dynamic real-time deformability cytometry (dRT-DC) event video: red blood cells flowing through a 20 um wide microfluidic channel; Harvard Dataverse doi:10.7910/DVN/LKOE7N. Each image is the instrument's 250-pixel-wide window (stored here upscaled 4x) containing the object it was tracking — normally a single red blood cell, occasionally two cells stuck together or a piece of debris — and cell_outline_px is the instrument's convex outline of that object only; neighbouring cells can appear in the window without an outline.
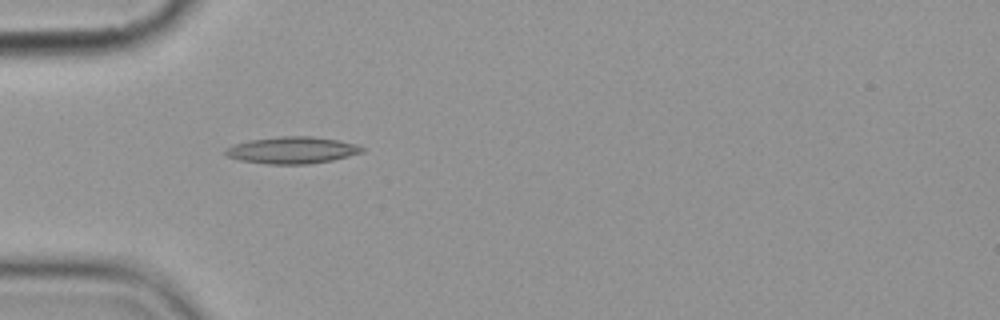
{"species": "common noctule bat (a hibernating species)", "species_latin": "Nyctalus noctula", "temperature_condition": "cold", "stored_images_in_passage": 8, "camera_frame_rate_fps": 3000, "um_per_image_px": 0.085, "animal": {"sex": "female", "body_mass_g": 19.9}, "frame": {"image": 1, "passage_image": 6, "time_ms": 5.667, "image_size_px": [1000, 320], "cell_outline_px": [[364, 152], [332, 160], [308, 164], [268, 164], [240, 160], [228, 156], [224, 152], [232, 144], [248, 140], [280, 136], [312, 136], [340, 140], [356, 144], [364, 148]], "centroid_in_image_um": [24.84, 12.75], "position_along_channel_um": 60.2, "area_um2": 21.39}}
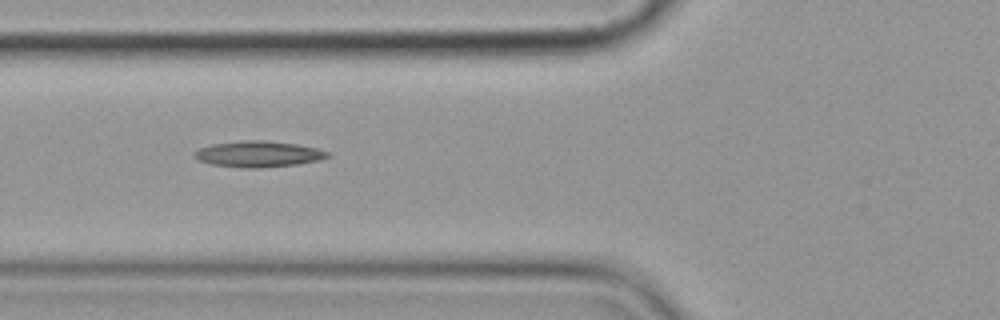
{"frame": {"image": 2, "passage_image": 7, "time_ms": 7.0, "image_size_px": [1000, 320], "cell_outline_px": [[332, 156], [320, 160], [296, 164], [260, 168], [240, 168], [208, 164], [196, 160], [192, 156], [192, 152], [200, 148], [212, 144], [240, 140], [264, 140], [296, 144], [316, 148], [328, 152]], "centroid_in_image_um": [21.89, 13.1], "position_along_channel_um": 103.9, "area_um2": 20.52}}
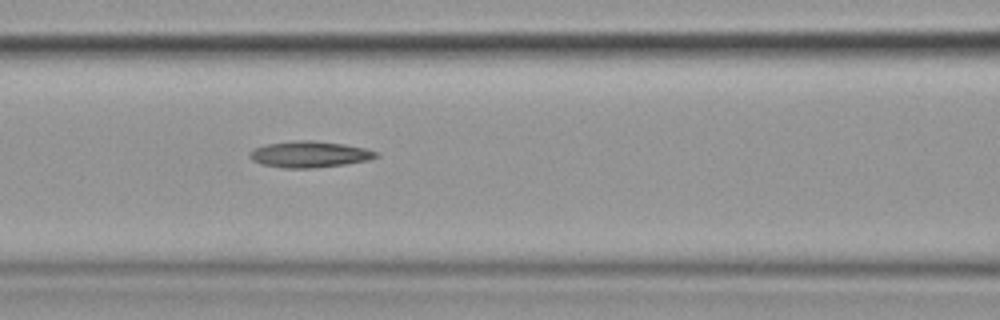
{"frame": {"image": 3, "passage_image": 8, "time_ms": 8.0, "image_size_px": [1000, 320], "cell_outline_px": [[380, 156], [368, 160], [344, 164], [312, 168], [284, 168], [260, 164], [252, 160], [248, 156], [248, 152], [252, 148], [264, 144], [296, 140], [312, 140], [344, 144], [364, 148], [380, 152]], "centroid_in_image_um": [26.27, 13.11], "position_along_channel_um": 140.3, "area_um2": 19.59}}